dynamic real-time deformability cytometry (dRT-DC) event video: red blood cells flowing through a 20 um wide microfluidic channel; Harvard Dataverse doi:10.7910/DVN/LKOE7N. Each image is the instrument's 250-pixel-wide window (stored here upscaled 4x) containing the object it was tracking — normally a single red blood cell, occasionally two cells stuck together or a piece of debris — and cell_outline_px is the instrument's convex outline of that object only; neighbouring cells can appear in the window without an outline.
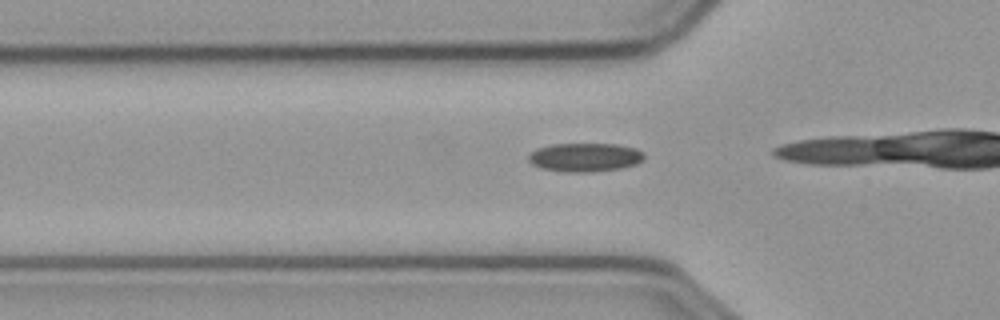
{"species": "common noctule bat (a hibernating species)", "species_latin": "Nyctalus noctula", "temperature_condition": "cold", "stored_images_in_passage": 11, "camera_frame_rate_fps": 3000, "um_per_image_px": 0.085, "animal": {"sex": "male", "body_mass_g": 23.1, "forearm_length_mm": 52.7}, "frame": {"image": 1, "passage_image": 7, "time_ms": 2.0, "image_size_px": [1000, 320], "cell_outline_px": [[644, 156], [636, 164], [620, 168], [584, 172], [568, 172], [544, 168], [532, 164], [528, 160], [528, 156], [536, 148], [552, 144], [616, 144], [632, 148], [640, 152]], "centroid_in_image_um": [49.66, 13.36], "position_along_channel_um": 76.1, "area_um2": 18.84}}
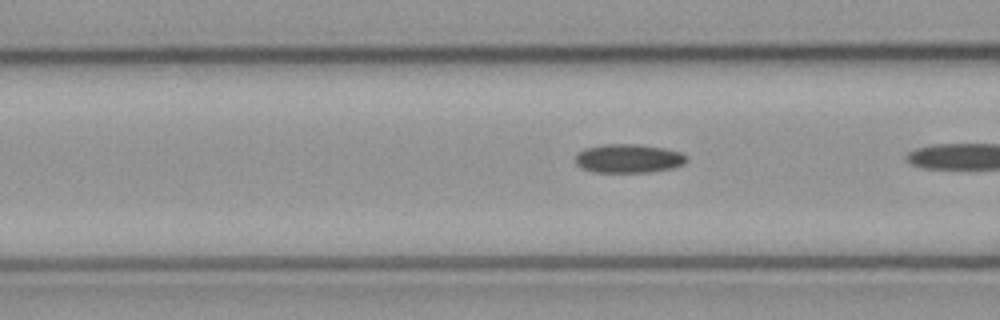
{"frame": {"image": 2, "passage_image": 10, "time_ms": 3.0, "image_size_px": [1000, 320], "cell_outline_px": [[684, 164], [672, 168], [648, 172], [596, 172], [580, 168], [576, 164], [576, 156], [584, 148], [600, 144], [640, 144], [664, 148], [680, 152], [684, 156]], "centroid_in_image_um": [53.37, 13.46], "position_along_channel_um": 113.2, "area_um2": 18.55}}